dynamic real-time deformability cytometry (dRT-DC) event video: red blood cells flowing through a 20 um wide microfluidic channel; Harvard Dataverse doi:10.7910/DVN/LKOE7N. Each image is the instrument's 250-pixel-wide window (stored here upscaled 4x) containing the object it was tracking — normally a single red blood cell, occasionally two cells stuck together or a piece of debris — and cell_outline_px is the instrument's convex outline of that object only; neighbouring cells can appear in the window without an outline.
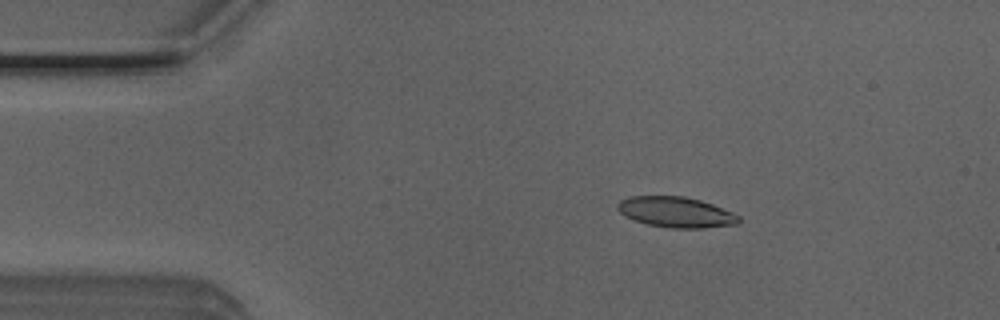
{"species": "Egyptian fruit bat (a non-hibernating species)", "species_latin": "Rousettus aegyptiacus", "temperature_condition": "room temperature", "stored_images_in_passage": 51, "camera_frame_rate_fps": 3000, "um_per_image_px": 0.085, "animal": {"sex": "male"}, "frame": {"image": 1, "passage_image": 9, "time_ms": 2.667, "image_size_px": [1000, 320], "cell_outline_px": [[740, 220], [736, 224], [704, 228], [672, 228], [648, 224], [632, 220], [624, 216], [616, 208], [616, 204], [620, 200], [628, 196], [684, 196], [700, 200], [712, 204], [732, 212], [740, 216]], "centroid_in_image_um": [57.41, 18.03], "position_along_channel_um": 27.6, "area_um2": 21.68}}
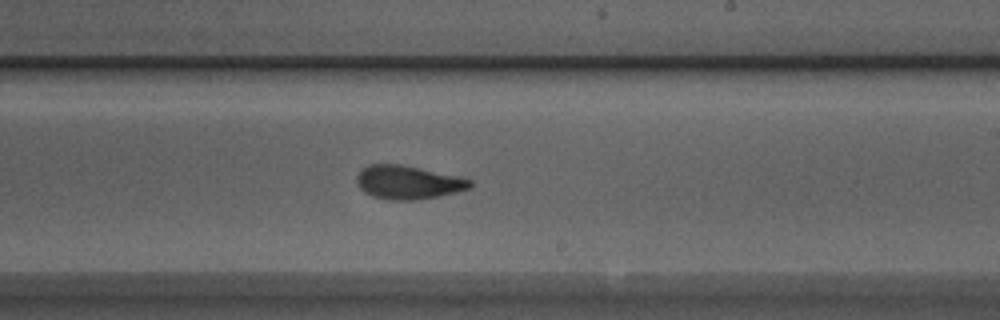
{"frame": {"image": 2, "passage_image": 30, "time_ms": 9.667, "image_size_px": [1000, 320], "cell_outline_px": [[472, 188], [440, 196], [420, 200], [388, 200], [372, 196], [364, 192], [356, 184], [356, 176], [368, 164], [400, 164], [420, 168], [456, 176], [472, 180]], "centroid_in_image_um": [34.67, 15.51], "position_along_channel_um": 254.3, "area_um2": 22.25}}
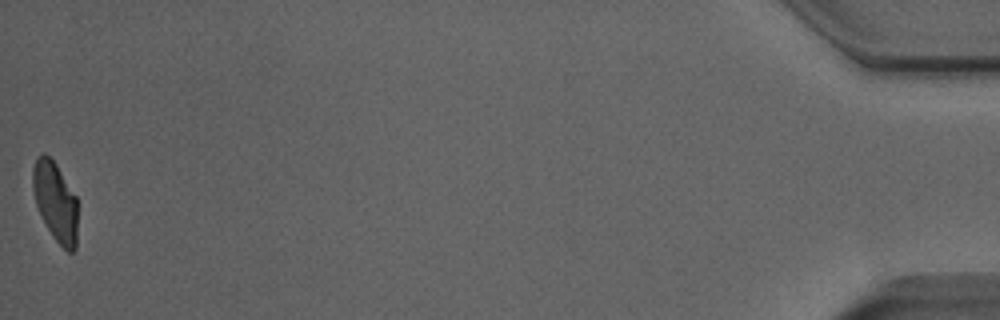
{"frame": {"image": 3, "passage_image": 51, "time_ms": 16.667, "image_size_px": [1000, 320], "cell_outline_px": [[76, 248], [72, 252], [68, 252], [52, 236], [36, 204], [32, 188], [32, 168], [36, 156], [44, 152], [56, 164], [76, 196]], "centroid_in_image_um": [4.68, 17.09], "position_along_channel_um": 430.5, "area_um2": 20.52}, "authors_computed_cell_mechanics": {"area_um2": 22.0218, "velocity_mm_per_s": 4.0132, "shape_relaxation_time_tau1_ms": 3.7996, "shape_relaxation_time_tau2_ms": 1.5757, "deformation_change_tau1": 0.1509, "deformation_change_tau2": 0.0792}}